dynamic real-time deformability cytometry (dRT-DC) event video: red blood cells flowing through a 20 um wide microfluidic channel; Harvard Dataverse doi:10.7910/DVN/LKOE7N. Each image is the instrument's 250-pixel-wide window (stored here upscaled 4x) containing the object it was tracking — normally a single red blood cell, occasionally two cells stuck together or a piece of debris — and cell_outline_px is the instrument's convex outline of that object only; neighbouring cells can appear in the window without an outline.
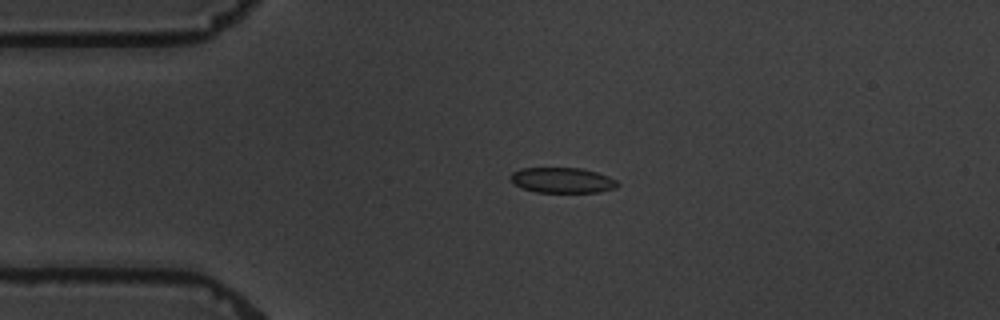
{"species": "common noctule bat (a hibernating species)", "species_latin": "Nyctalus noctula", "temperature_condition": "warm", "stored_images_in_passage": 4, "camera_frame_rate_fps": 3000, "um_per_image_px": 0.085, "animal": {"sex": "male", "body_mass_g": 19.5, "forearm_length_mm": 54.6}, "frame": {"image": 1, "passage_image": 3, "time_ms": 2.333, "image_size_px": [1000, 320], "cell_outline_px": [[620, 184], [616, 188], [600, 192], [536, 192], [520, 188], [512, 184], [508, 176], [512, 172], [520, 168], [580, 168], [596, 172], [608, 176], [616, 180]], "centroid_in_image_um": [47.75, 15.32], "position_along_channel_um": 37.3, "area_um2": 16.07}}